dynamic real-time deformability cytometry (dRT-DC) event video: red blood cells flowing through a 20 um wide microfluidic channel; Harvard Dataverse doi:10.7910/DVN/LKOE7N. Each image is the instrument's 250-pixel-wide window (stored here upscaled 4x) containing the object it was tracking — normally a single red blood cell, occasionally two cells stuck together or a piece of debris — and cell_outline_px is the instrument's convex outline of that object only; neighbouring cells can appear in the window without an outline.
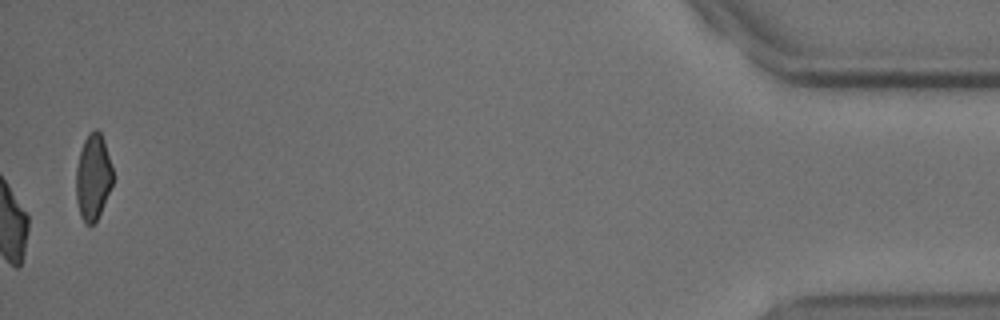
{"species": "common noctule bat (a hibernating species)", "species_latin": "Nyctalus noctula", "temperature_condition": "cold", "stored_images_in_passage": 52, "camera_frame_rate_fps": 3000, "um_per_image_px": 0.085, "animal": {"sex": "male", "body_mass_g": 18.8}, "frame": {"image": 1, "passage_image": 52, "time_ms": 17.0, "image_size_px": [1000, 320], "cell_outline_px": [[112, 184], [100, 212], [96, 220], [92, 224], [88, 224], [80, 216], [76, 200], [76, 168], [80, 152], [84, 140], [88, 132], [92, 128], [96, 128], [100, 132], [104, 140], [112, 168]], "centroid_in_image_um": [7.89, 15.0], "position_along_channel_um": 427.3, "area_um2": 18.21}, "authors_computed_cell_mechanics": {"area_um2": 23.7269, "velocity_mm_per_s": 3.7233, "shape_relaxation_time_tau1_ms": 3.2081, "shape_relaxation_time_tau2_ms": 10.6251, "deformation_change_tau1": 0.1089, "deformation_change_tau2": 0.1513}}